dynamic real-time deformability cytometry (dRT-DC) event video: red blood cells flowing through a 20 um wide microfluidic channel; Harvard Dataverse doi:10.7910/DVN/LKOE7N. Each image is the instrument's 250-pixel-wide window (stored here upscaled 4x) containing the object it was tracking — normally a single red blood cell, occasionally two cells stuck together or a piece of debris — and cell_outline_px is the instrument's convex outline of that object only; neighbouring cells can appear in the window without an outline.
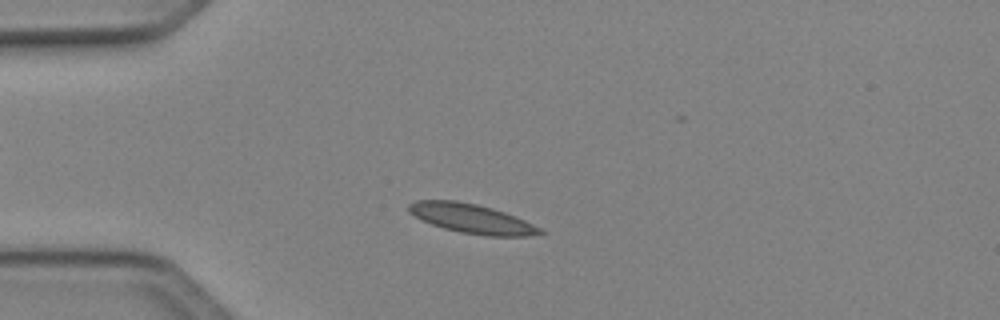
{"species": "Egyptian fruit bat (a non-hibernating species)", "species_latin": "Rousettus aegyptiacus", "temperature_condition": "cold", "stored_images_in_passage": 44, "camera_frame_rate_fps": 3000, "um_per_image_px": 0.085, "animal": {"sex": "female"}, "frame": {"image": 1, "passage_image": 6, "time_ms": 1.667, "image_size_px": [1000, 320], "cell_outline_px": [[548, 232], [524, 236], [488, 236], [460, 232], [444, 228], [432, 224], [408, 212], [408, 204], [416, 200], [456, 200], [476, 204], [492, 208], [504, 212], [524, 220]], "centroid_in_image_um": [40.09, 18.57], "position_along_channel_um": 44.9, "area_um2": 22.2}}
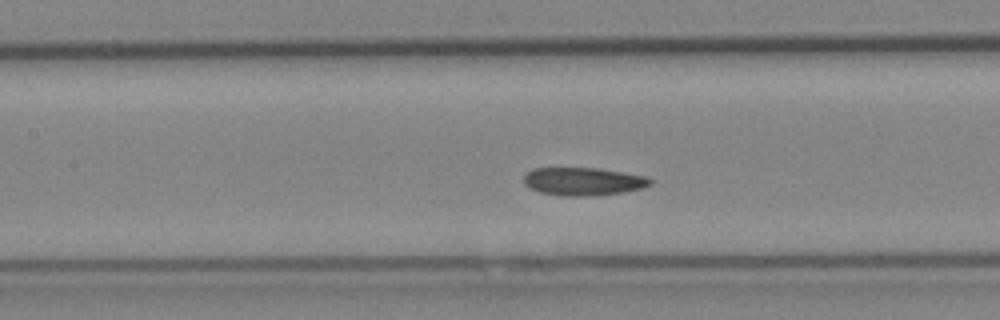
{"frame": {"image": 2, "passage_image": 16, "time_ms": 5.0, "image_size_px": [1000, 320], "cell_outline_px": [[652, 184], [644, 188], [620, 192], [592, 196], [560, 196], [540, 192], [528, 188], [524, 184], [524, 172], [532, 168], [596, 168], [648, 176], [652, 180]], "centroid_in_image_um": [49.54, 15.42], "position_along_channel_um": 157.9, "area_um2": 20.87}}
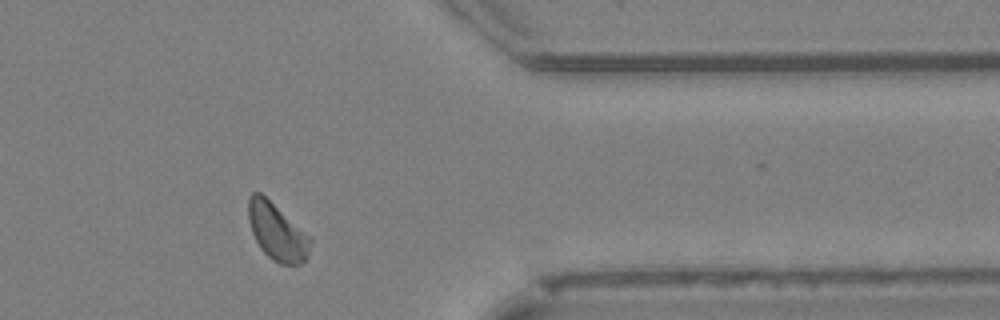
{"frame": {"image": 3, "passage_image": 34, "time_ms": 11.0, "image_size_px": [1000, 320], "cell_outline_px": [[312, 240], [308, 252], [304, 260], [300, 264], [292, 268], [280, 264], [272, 260], [260, 248], [252, 232], [248, 220], [248, 196], [252, 192], [260, 192], [308, 236]], "centroid_in_image_um": [23.51, 19.75], "position_along_channel_um": 387.9, "area_um2": 20.29}, "authors_computed_cell_mechanics": {"area_um2": 20.5768, "velocity_mm_per_s": 4.0703, "shape_relaxation_time_tau1_ms": 7.3019, "shape_relaxation_time_tau2_ms": null, "deformation_change_tau1": 0.1186, "deformation_change_tau2": null}}